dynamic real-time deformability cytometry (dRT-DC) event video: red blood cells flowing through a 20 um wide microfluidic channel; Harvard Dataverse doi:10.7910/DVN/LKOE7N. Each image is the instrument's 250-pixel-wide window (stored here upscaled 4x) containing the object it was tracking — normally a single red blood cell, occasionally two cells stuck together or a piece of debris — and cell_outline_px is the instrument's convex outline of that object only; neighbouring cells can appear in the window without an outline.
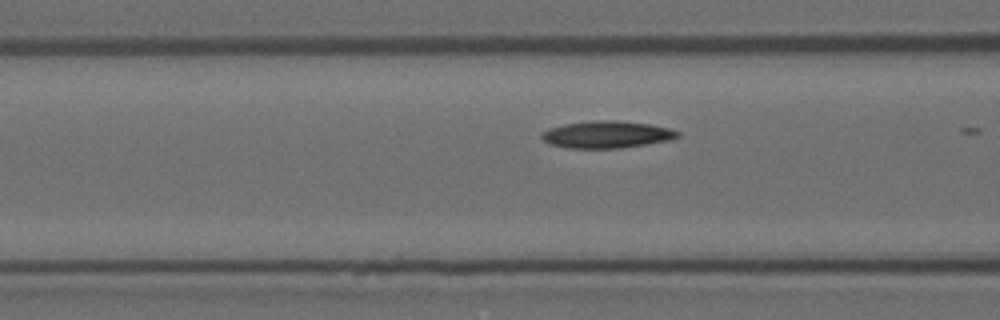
{"species": "Egyptian fruit bat (a non-hibernating species)", "species_latin": "Rousettus aegyptiacus", "temperature_condition": "room temperature", "stored_images_in_passage": 9, "camera_frame_rate_fps": 3000, "um_per_image_px": 0.085, "animal": {"sex": "female"}, "frame": {"image": 1, "passage_image": 7, "time_ms": 2.0, "image_size_px": [1000, 320], "cell_outline_px": [[680, 136], [668, 140], [620, 148], [568, 148], [552, 144], [544, 140], [540, 136], [548, 128], [564, 124], [596, 120], [616, 120], [648, 124], [668, 128], [680, 132]], "centroid_in_image_um": [51.56, 11.43], "position_along_channel_um": 115.0, "area_um2": 21.15}}